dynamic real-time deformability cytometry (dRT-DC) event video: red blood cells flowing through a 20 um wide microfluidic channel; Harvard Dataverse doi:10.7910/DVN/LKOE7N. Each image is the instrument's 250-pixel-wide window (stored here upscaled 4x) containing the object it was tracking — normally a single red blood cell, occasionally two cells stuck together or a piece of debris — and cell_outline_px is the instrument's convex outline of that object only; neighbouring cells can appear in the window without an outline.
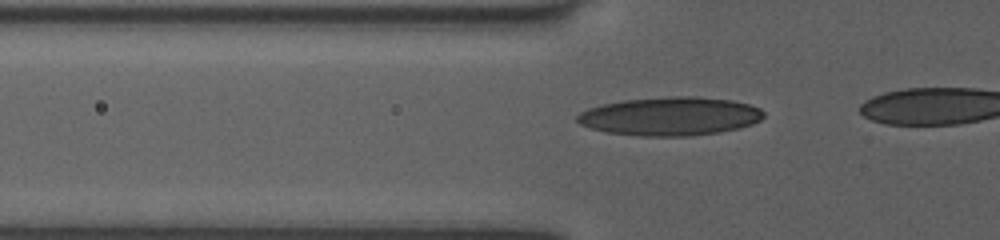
{"species": "human", "species_latin": "Homo sapiens", "temperature_condition": "room temperature", "stored_images_in_passage": 16, "camera_frame_rate_fps": 3000, "um_per_image_px": 0.085, "donor": {"sex": "female"}, "frame": {"image": 1, "passage_image": 11, "time_ms": 3.667, "image_size_px": [1000, 240], "cell_outline_px": [[764, 116], [760, 120], [752, 124], [720, 132], [692, 136], [640, 136], [608, 132], [592, 128], [580, 124], [576, 120], [576, 116], [580, 112], [588, 108], [604, 104], [624, 100], [672, 96], [696, 96], [732, 100], [748, 104], [760, 108], [764, 112]], "centroid_in_image_um": [56.97, 9.88], "position_along_channel_um": 68.8, "area_um2": 41.79}}
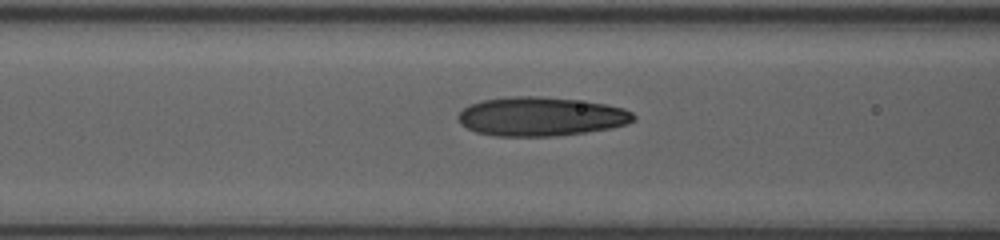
{"frame": {"image": 2, "passage_image": 14, "time_ms": 5.0, "image_size_px": [1000, 240], "cell_outline_px": [[636, 120], [628, 124], [612, 128], [556, 136], [496, 136], [476, 132], [460, 124], [456, 116], [464, 108], [472, 104], [484, 100], [512, 96], [540, 96], [576, 100], [604, 104], [624, 108], [632, 112], [636, 116]], "centroid_in_image_um": [46.0, 9.91], "position_along_channel_um": 120.6, "area_um2": 39.82}}